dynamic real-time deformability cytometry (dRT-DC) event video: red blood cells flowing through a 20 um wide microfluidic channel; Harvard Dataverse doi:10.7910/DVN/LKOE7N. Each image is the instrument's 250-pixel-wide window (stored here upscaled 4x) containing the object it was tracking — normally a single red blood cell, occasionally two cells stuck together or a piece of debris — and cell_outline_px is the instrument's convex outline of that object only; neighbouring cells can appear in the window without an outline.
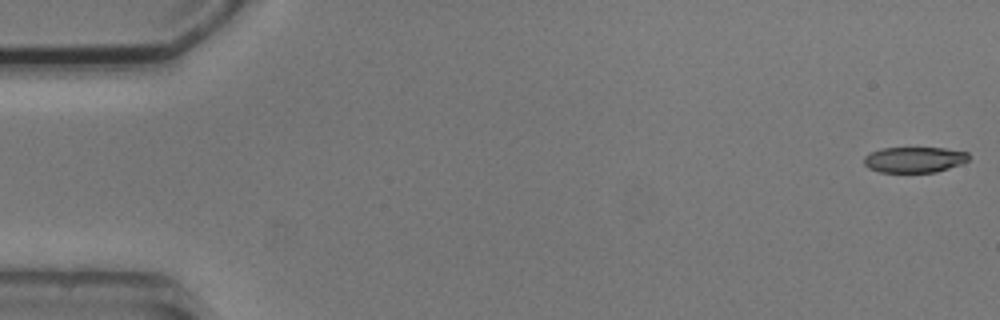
{"species": "common noctule bat (a hibernating species)", "species_latin": "Nyctalus noctula", "temperature_condition": "cold", "stored_images_in_passage": 6, "camera_frame_rate_fps": 3000, "um_per_image_px": 0.085, "animal": {"sex": "male", "body_mass_g": 20.5, "forearm_length_mm": 52.5}, "frame": {"image": 1, "passage_image": 1, "time_ms": 0.0, "image_size_px": [1000, 320], "cell_outline_px": [[968, 160], [960, 164], [936, 172], [880, 172], [868, 168], [864, 164], [864, 156], [880, 148], [944, 148], [968, 152]], "centroid_in_image_um": [77.7, 13.57], "position_along_channel_um": 7.3, "area_um2": 15.61}}
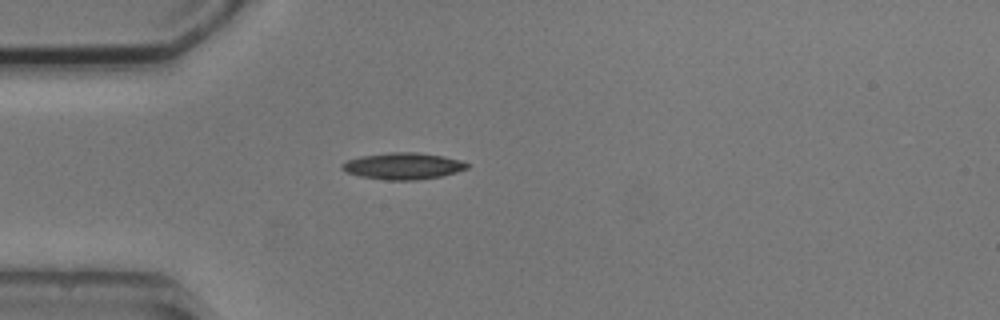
{"frame": {"image": 2, "passage_image": 5, "time_ms": 4.667, "image_size_px": [1000, 320], "cell_outline_px": [[468, 168], [456, 172], [440, 176], [416, 180], [388, 180], [360, 176], [348, 172], [340, 168], [340, 164], [348, 160], [360, 156], [388, 152], [416, 152], [444, 156], [460, 160], [468, 164]], "centroid_in_image_um": [34.24, 14.1], "position_along_channel_um": 50.8, "area_um2": 19.31}}